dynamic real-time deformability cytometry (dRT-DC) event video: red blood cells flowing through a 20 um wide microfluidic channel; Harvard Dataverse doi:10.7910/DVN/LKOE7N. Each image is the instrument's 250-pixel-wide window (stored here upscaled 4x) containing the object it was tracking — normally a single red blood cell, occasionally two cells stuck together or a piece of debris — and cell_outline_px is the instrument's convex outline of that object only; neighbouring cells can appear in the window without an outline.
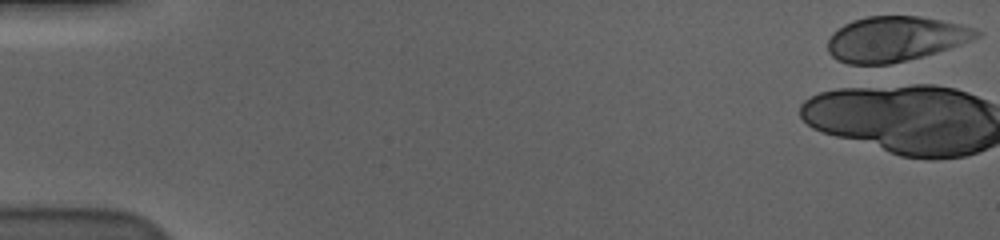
{"species": "human", "species_latin": "Homo sapiens", "temperature_condition": "cold", "stored_images_in_passage": 19, "camera_frame_rate_fps": 3000, "um_per_image_px": 0.085, "donor": {"sex": "male"}, "frame": {"image": 1, "passage_image": 1, "time_ms": 0.0, "image_size_px": [1000, 240], "cell_outline_px": [[980, 36], [948, 48], [924, 56], [888, 64], [848, 64], [836, 60], [828, 52], [828, 40], [832, 32], [844, 24], [852, 20], [868, 16], [920, 16], [960, 24], [972, 28], [980, 32]], "centroid_in_image_um": [76.04, 3.31], "position_along_channel_um": 9.0, "area_um2": 38.84}}